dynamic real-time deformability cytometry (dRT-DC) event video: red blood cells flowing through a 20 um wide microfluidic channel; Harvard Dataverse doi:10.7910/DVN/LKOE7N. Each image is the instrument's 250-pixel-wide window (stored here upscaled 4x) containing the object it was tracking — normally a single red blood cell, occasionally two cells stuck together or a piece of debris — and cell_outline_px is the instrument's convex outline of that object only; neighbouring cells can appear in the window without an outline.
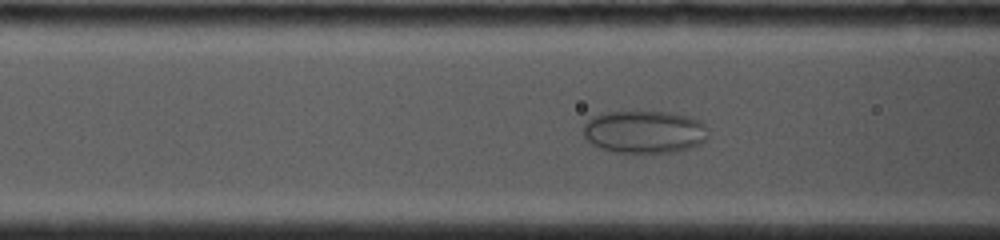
{"species": "common noctule bat (a hibernating species)", "species_latin": "Nyctalus noctula", "temperature_condition": "cold", "stored_images_in_passage": 60, "camera_frame_rate_fps": 4000, "um_per_image_px": 0.085, "animal": {"sex": "female", "body_mass_g": 19.0, "forearm_length_mm": 53.3}, "frame": {"image": 1, "passage_image": 24, "time_ms": 5.75, "image_size_px": [1000, 240], "cell_outline_px": [[704, 140], [700, 144], [692, 148], [672, 152], [616, 152], [592, 144], [580, 132], [584, 124], [592, 116], [604, 112], [632, 108], [668, 112], [688, 116], [704, 124]], "centroid_in_image_um": [54.68, 11.15], "position_along_channel_um": 111.9, "area_um2": 31.62}}
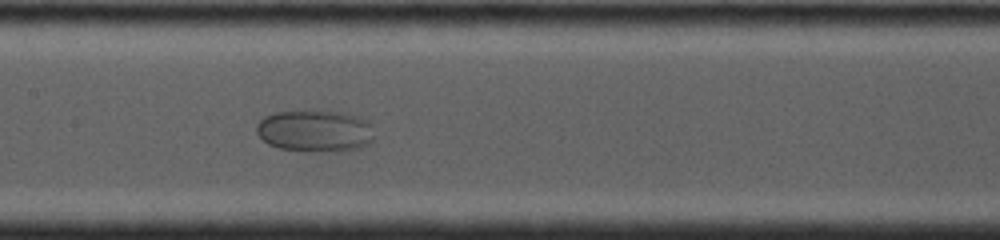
{"frame": {"image": 2, "passage_image": 30, "time_ms": 7.5, "image_size_px": [1000, 240], "cell_outline_px": [[372, 140], [368, 144], [360, 148], [340, 152], [308, 152], [280, 148], [268, 144], [256, 132], [256, 124], [264, 116], [276, 112], [340, 112], [356, 116], [368, 120], [372, 124]], "centroid_in_image_um": [26.79, 11.16], "position_along_channel_um": 180.6, "area_um2": 28.78}}
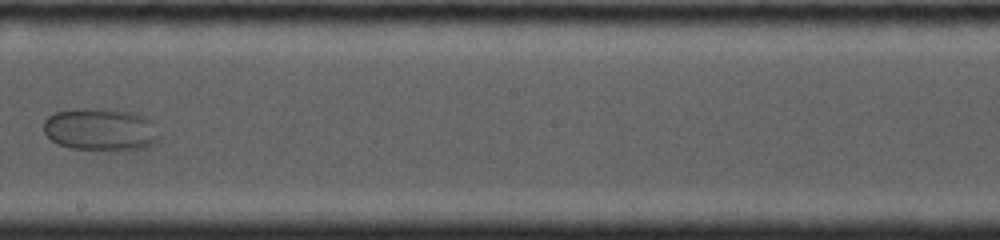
{"frame": {"image": 3, "passage_image": 35, "time_ms": 9.0, "image_size_px": [1000, 240], "cell_outline_px": [[160, 140], [144, 148], [120, 152], [72, 148], [60, 144], [52, 140], [44, 132], [44, 120], [48, 116], [56, 112], [80, 108], [88, 108], [128, 112], [144, 116], [152, 120], [160, 136]], "centroid_in_image_um": [8.59, 11.04], "position_along_channel_um": 239.6, "area_um2": 28.9}}